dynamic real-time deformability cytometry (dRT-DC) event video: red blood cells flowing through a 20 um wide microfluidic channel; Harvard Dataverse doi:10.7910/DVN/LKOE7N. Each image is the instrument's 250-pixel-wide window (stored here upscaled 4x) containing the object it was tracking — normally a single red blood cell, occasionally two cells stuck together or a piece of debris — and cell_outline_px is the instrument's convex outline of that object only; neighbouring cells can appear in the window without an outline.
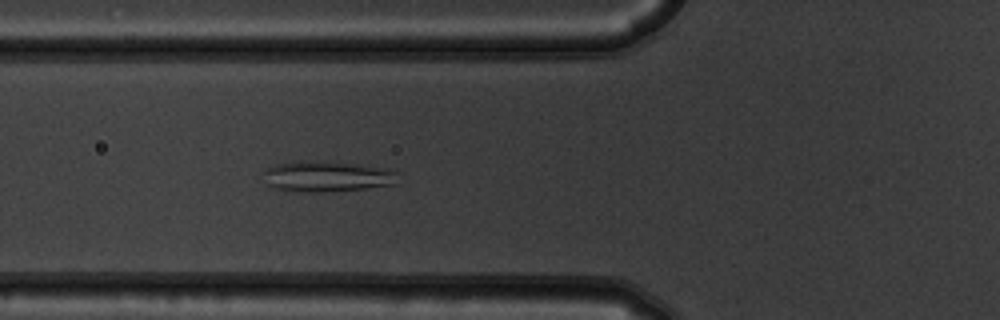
{"species": "common noctule bat (a hibernating species)", "species_latin": "Nyctalus noctula", "temperature_condition": "warm", "stored_images_in_passage": 55, "camera_frame_rate_fps": 3000, "um_per_image_px": 0.085, "animal": {"sex": "male", "body_mass_g": 19.5, "forearm_length_mm": 54.6}, "frame": {"image": 1, "passage_image": 21, "time_ms": 6.667, "image_size_px": [1000, 320], "cell_outline_px": [[400, 172], [396, 184], [364, 188], [324, 192], [312, 192], [272, 188], [268, 184], [264, 172], [268, 168], [276, 164], [292, 160], [328, 160], [368, 164], [388, 168]], "centroid_in_image_um": [27.88, 14.95], "position_along_channel_um": 97.9, "area_um2": 24.74}}
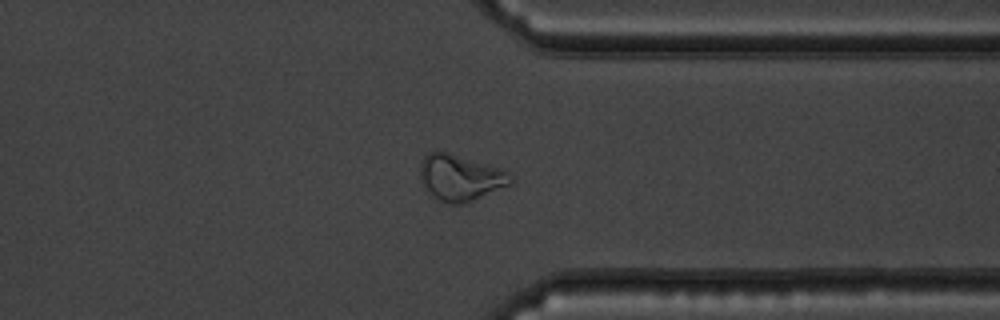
{"frame": {"image": 2, "passage_image": 43, "time_ms": 14.0, "image_size_px": [1000, 320], "cell_outline_px": [[512, 184], [464, 204], [448, 204], [432, 196], [424, 184], [420, 176], [420, 164], [424, 156], [428, 152], [448, 152], [500, 168], [508, 172], [512, 180]], "centroid_in_image_um": [39.13, 15.11], "position_along_channel_um": 372.3, "area_um2": 24.1}}
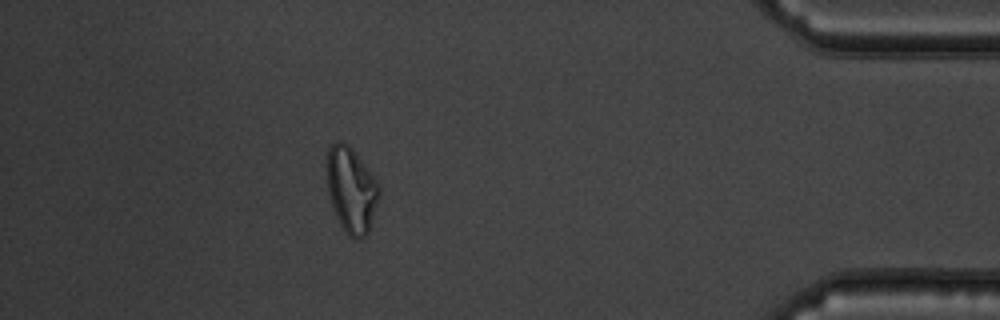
{"frame": {"image": 3, "passage_image": 49, "time_ms": 16.0, "image_size_px": [1000, 320], "cell_outline_px": [[380, 196], [368, 232], [360, 240], [356, 240], [348, 236], [340, 224], [336, 216], [328, 192], [328, 148], [336, 140], [344, 140], [352, 148], [380, 184]], "centroid_in_image_um": [29.89, 16.14], "position_along_channel_um": 405.3, "area_um2": 26.01}, "authors_computed_cell_mechanics": {"area_um2": 25.6054, "velocity_mm_per_s": 3.7541, "shape_relaxation_time_tau1_ms": null, "shape_relaxation_time_tau2_ms": 6.8574, "deformation_change_tau1": null, "deformation_change_tau2": 0.1242}}